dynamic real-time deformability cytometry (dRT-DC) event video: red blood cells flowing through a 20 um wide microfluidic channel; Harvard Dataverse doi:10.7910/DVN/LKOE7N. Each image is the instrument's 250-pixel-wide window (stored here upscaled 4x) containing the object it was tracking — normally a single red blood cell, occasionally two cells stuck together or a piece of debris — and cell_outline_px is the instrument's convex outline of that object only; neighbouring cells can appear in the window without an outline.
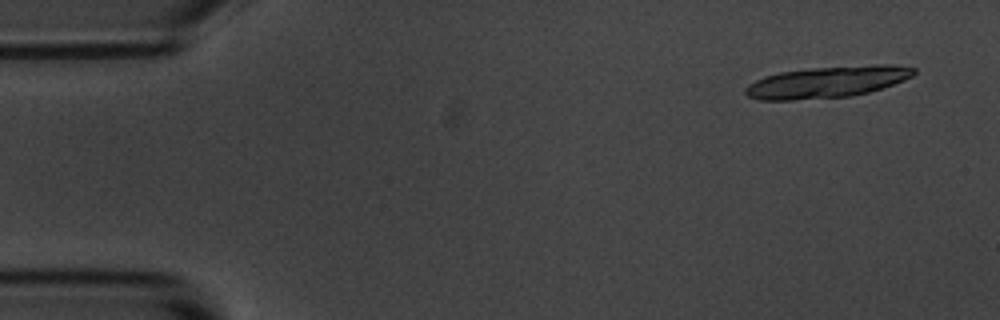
{"species": "common noctule bat (a hibernating species)", "species_latin": "Nyctalus noctula", "temperature_condition": "room temperature", "stored_images_in_passage": 4, "camera_frame_rate_fps": 3000, "um_per_image_px": 0.085, "animal": {"sex": "male", "body_mass_g": 20.1, "forearm_length_mm": 53.5}, "frame": {"image": 1, "passage_image": 1, "time_ms": 0.0, "image_size_px": [1000, 320], "cell_outline_px": [[916, 72], [912, 76], [904, 80], [868, 92], [852, 96], [792, 100], [760, 100], [748, 96], [744, 92], [744, 88], [748, 84], [764, 76], [780, 72], [812, 68], [876, 64], [888, 64], [916, 68]], "centroid_in_image_um": [70.28, 6.97], "position_along_channel_um": 14.7, "area_um2": 30.81}}